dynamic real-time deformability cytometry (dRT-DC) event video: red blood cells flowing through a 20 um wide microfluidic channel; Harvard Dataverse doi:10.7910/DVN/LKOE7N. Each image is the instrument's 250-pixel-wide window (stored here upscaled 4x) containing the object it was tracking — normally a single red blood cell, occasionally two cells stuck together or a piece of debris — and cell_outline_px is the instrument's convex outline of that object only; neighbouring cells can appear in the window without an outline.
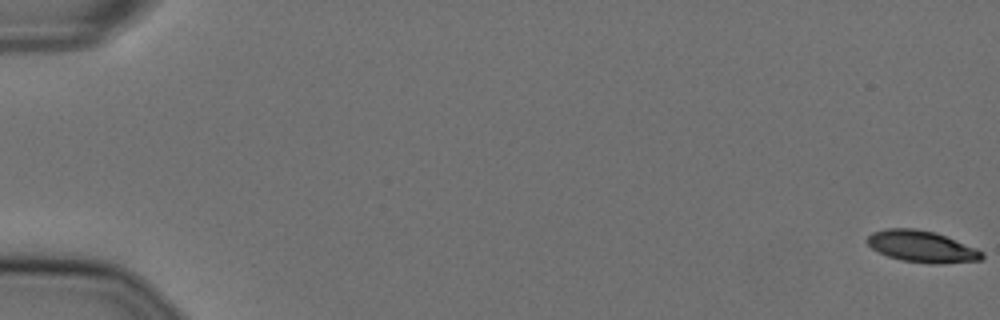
{"species": "Egyptian fruit bat (a non-hibernating species)", "species_latin": "Rousettus aegyptiacus", "temperature_condition": "cold", "stored_images_in_passage": 57, "camera_frame_rate_fps": 3000, "um_per_image_px": 0.085, "animal": {"sex": "female"}, "frame": {"image": 1, "passage_image": 1, "time_ms": 0.0, "image_size_px": [1000, 320], "cell_outline_px": [[984, 256], [980, 260], [936, 264], [900, 260], [888, 256], [872, 248], [868, 244], [868, 236], [872, 232], [884, 228], [916, 228], [936, 232], [976, 248], [984, 252]], "centroid_in_image_um": [78.36, 20.94], "position_along_channel_um": 6.6, "area_um2": 21.04}}
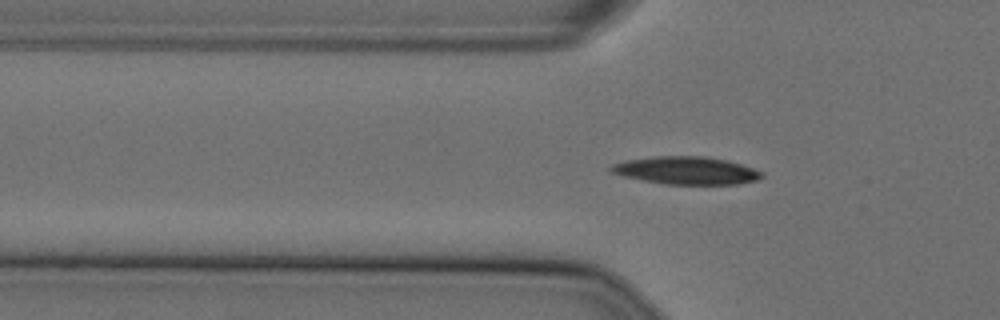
{"frame": {"image": 2, "passage_image": 20, "time_ms": 6.333, "image_size_px": [1000, 320], "cell_outline_px": [[764, 176], [760, 180], [740, 184], [664, 184], [640, 180], [608, 172], [608, 168], [612, 164], [624, 160], [656, 156], [704, 156], [728, 160], [764, 172]], "centroid_in_image_um": [58.32, 14.49], "position_along_channel_um": 67.5, "area_um2": 24.68}}
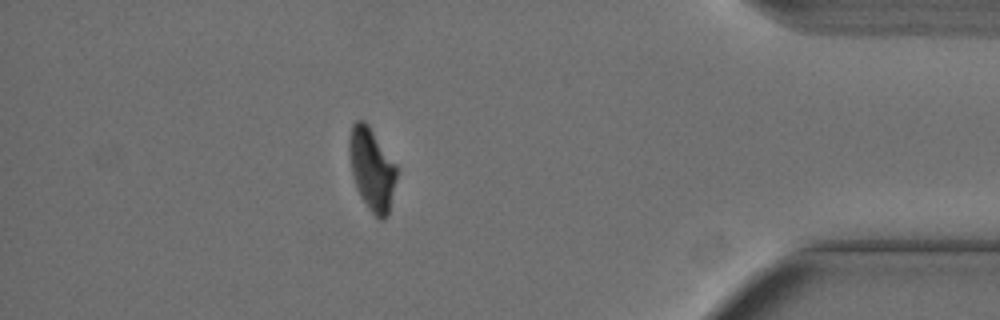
{"frame": {"image": 3, "passage_image": 51, "time_ms": 16.667, "image_size_px": [1000, 320], "cell_outline_px": [[396, 176], [388, 216], [384, 220], [380, 220], [368, 208], [360, 196], [356, 188], [352, 172], [348, 152], [348, 136], [352, 124], [356, 120], [364, 120], [368, 124], [396, 164]], "centroid_in_image_um": [31.58, 14.35], "position_along_channel_um": 403.6, "area_um2": 22.77}, "authors_computed_cell_mechanics": {"area_um2": 23.0622, "velocity_mm_per_s": 3.6239, "shape_relaxation_time_tau1_ms": 4.6478, "shape_relaxation_time_tau2_ms": null, "deformation_change_tau1": 0.139, "deformation_change_tau2": null}}